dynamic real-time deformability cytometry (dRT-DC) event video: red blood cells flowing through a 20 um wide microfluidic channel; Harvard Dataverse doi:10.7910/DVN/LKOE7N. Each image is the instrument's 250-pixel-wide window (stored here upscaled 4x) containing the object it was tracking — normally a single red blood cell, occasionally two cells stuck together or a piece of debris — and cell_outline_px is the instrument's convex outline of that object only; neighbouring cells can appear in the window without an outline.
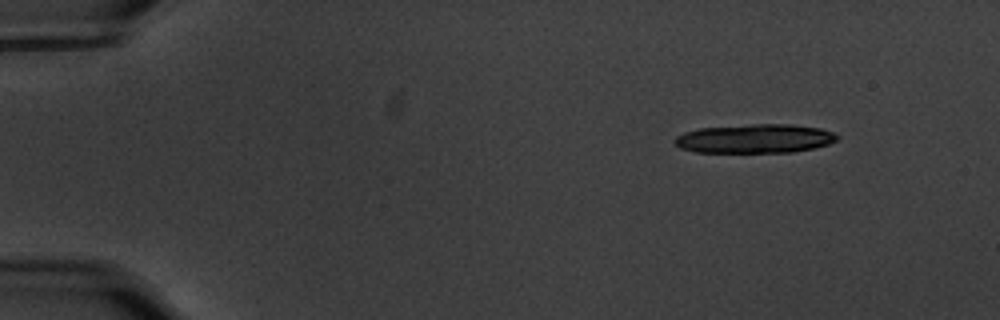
{"species": "common noctule bat (a hibernating species)", "species_latin": "Nyctalus noctula", "temperature_condition": "warm", "stored_images_in_passage": 14, "camera_frame_rate_fps": 3000, "um_per_image_px": 0.085, "animal": {"sex": "male", "body_mass_g": 20.1, "forearm_length_mm": 53.5}, "frame": {"image": 1, "passage_image": 1, "time_ms": 0.0, "image_size_px": [1000, 320], "cell_outline_px": [[840, 136], [836, 140], [828, 144], [812, 148], [792, 152], [696, 152], [680, 148], [672, 140], [676, 136], [684, 132], [700, 128], [752, 124], [788, 124], [820, 128], [832, 132]], "centroid_in_image_um": [64.14, 11.78], "position_along_channel_um": 20.9, "area_um2": 27.34}}